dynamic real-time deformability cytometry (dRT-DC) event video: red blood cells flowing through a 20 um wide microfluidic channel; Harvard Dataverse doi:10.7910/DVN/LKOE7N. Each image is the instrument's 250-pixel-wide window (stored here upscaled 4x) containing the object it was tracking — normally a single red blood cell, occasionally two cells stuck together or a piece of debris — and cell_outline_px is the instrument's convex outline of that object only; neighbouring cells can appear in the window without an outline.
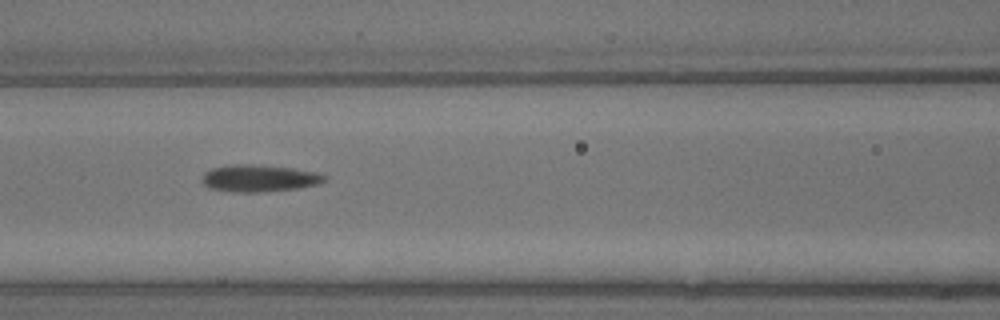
{"species": "common noctule bat (a hibernating species)", "species_latin": "Nyctalus noctula", "temperature_condition": "warm", "stored_images_in_passage": 10, "segment_of_instrument_passage": [2, 2], "camera_frame_rate_fps": 3000, "um_per_image_px": 0.085, "animal": {"sex": "male", "body_mass_g": 13.3}, "frame": {"image": 1, "passage_image": 9, "time_ms": 2.667, "image_size_px": [1000, 320], "cell_outline_px": [[328, 176], [324, 180], [316, 184], [296, 188], [264, 192], [232, 192], [208, 188], [200, 180], [204, 172], [212, 168], [228, 164], [248, 164], [292, 168], [316, 172]], "centroid_in_image_um": [21.95, 15.15], "position_along_channel_um": 144.6, "area_um2": 19.31}}